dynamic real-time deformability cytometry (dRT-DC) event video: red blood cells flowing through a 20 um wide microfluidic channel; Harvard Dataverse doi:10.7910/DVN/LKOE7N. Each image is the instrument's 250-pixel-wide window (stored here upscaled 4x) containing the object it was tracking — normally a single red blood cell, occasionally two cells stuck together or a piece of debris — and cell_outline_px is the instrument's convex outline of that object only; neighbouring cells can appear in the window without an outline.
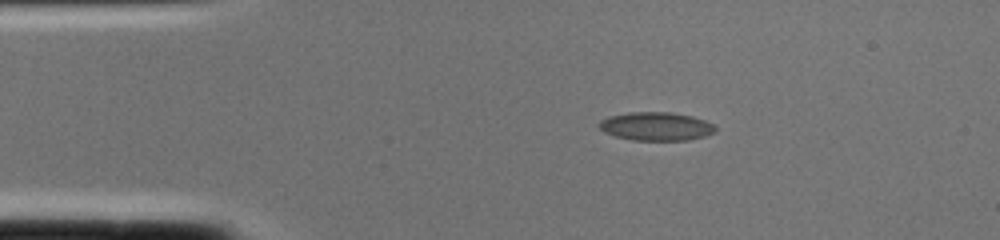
{"species": "common noctule bat (a hibernating species)", "species_latin": "Nyctalus noctula", "temperature_condition": "cold", "stored_images_in_passage": 1, "camera_frame_rate_fps": 3000, "um_per_image_px": 0.085, "animal": {"sex": "female", "body_mass_g": 22.0, "forearm_length_mm": 56.7}, "frame": {"image": 1, "passage_image": 1, "time_ms": 0.0, "image_size_px": [1000, 240], "cell_outline_px": [[716, 132], [704, 136], [688, 140], [632, 140], [616, 136], [604, 132], [596, 124], [600, 120], [608, 116], [628, 112], [672, 112], [692, 116], [704, 120], [712, 124], [716, 128]], "centroid_in_image_um": [55.74, 10.73], "position_along_channel_um": 29.3, "area_um2": 19.36}}